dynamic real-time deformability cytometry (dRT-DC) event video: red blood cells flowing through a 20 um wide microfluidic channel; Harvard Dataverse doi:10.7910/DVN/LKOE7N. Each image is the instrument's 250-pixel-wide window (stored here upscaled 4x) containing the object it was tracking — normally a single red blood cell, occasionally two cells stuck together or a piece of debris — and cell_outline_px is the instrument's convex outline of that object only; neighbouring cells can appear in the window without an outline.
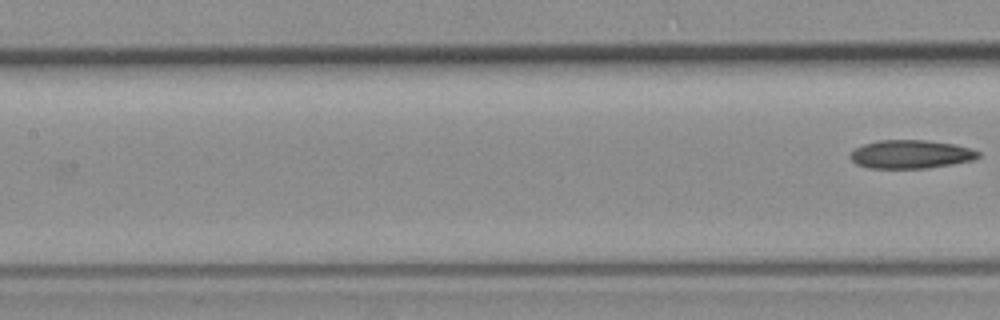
{"species": "common noctule bat (a hibernating species)", "species_latin": "Nyctalus noctula", "temperature_condition": "room temperature", "stored_images_in_passage": 6, "camera_frame_rate_fps": 3000, "um_per_image_px": 0.085, "animal": {"sex": "female", "body_mass_g": 19.3, "forearm_length_mm": 54.1}, "frame": {"image": 1, "passage_image": 6, "time_ms": 6.0, "image_size_px": [1000, 320], "cell_outline_px": [[980, 156], [972, 160], [952, 164], [928, 168], [868, 168], [856, 164], [848, 156], [856, 148], [864, 144], [876, 140], [928, 140], [956, 144], [980, 152]], "centroid_in_image_um": [77.4, 13.11], "position_along_channel_um": 130.0, "area_um2": 21.27}}